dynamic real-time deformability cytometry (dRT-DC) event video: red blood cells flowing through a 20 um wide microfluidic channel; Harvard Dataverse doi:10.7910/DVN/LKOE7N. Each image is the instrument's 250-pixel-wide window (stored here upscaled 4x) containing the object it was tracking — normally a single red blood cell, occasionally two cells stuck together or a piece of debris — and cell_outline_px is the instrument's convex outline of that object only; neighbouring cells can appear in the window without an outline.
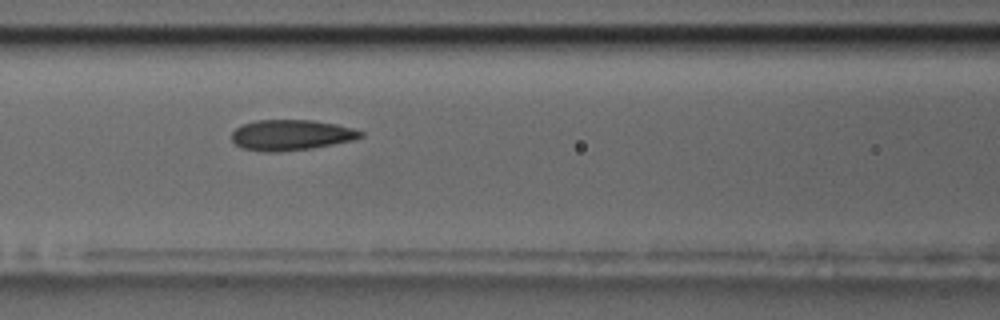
{"species": "common noctule bat (a hibernating species)", "species_latin": "Nyctalus noctula", "temperature_condition": "room temperature", "stored_images_in_passage": 40, "camera_frame_rate_fps": 3000, "um_per_image_px": 0.085, "animal": {"sex": "male", "body_mass_g": 17.5, "forearm_length_mm": 52.3}, "frame": {"image": 1, "passage_image": 11, "time_ms": 3.333, "image_size_px": [1000, 320], "cell_outline_px": [[364, 136], [352, 140], [312, 148], [280, 152], [260, 152], [240, 148], [232, 140], [232, 132], [240, 124], [256, 120], [312, 120], [336, 124], [352, 128], [364, 132]], "centroid_in_image_um": [24.7, 11.48], "position_along_channel_um": 141.9, "area_um2": 23.18}}
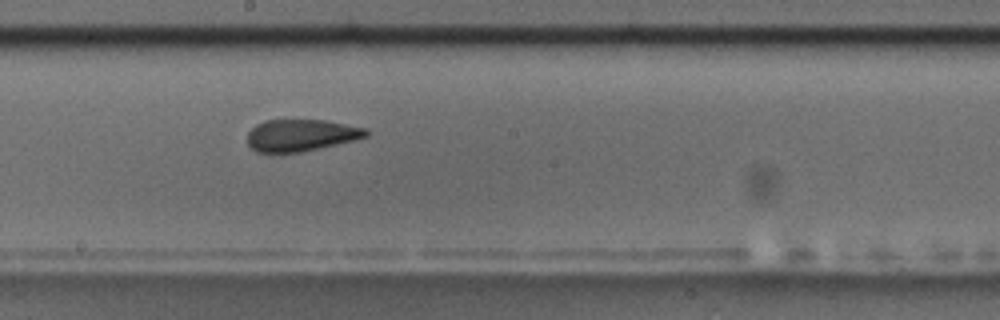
{"frame": {"image": 2, "passage_image": 18, "time_ms": 5.667, "image_size_px": [1000, 320], "cell_outline_px": [[372, 132], [368, 136], [336, 144], [300, 152], [256, 152], [248, 148], [248, 132], [256, 124], [264, 120], [324, 120], [368, 128]], "centroid_in_image_um": [25.58, 11.49], "position_along_channel_um": 222.6, "area_um2": 22.08}}
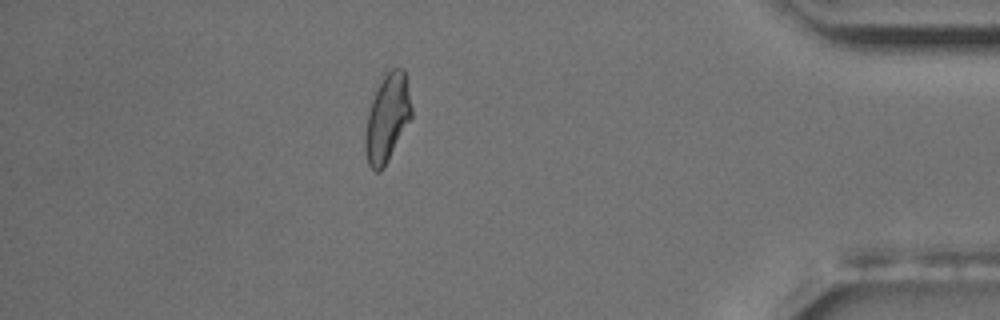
{"frame": {"image": 3, "passage_image": 37, "time_ms": 12.0, "image_size_px": [1000, 320], "cell_outline_px": [[412, 116], [384, 168], [380, 172], [376, 172], [368, 164], [364, 152], [364, 132], [368, 112], [372, 100], [384, 76], [392, 68], [404, 68], [412, 108]], "centroid_in_image_um": [32.9, 10.08], "position_along_channel_um": 402.3, "area_um2": 23.52}, "authors_computed_cell_mechanics": {"area_um2": 23.0044, "velocity_mm_per_s": 3.4865, "shape_relaxation_time_tau1_ms": 6.395, "shape_relaxation_time_tau2_ms": 1.9832, "deformation_change_tau1": 0.1548, "deformation_change_tau2": 0.0895}}